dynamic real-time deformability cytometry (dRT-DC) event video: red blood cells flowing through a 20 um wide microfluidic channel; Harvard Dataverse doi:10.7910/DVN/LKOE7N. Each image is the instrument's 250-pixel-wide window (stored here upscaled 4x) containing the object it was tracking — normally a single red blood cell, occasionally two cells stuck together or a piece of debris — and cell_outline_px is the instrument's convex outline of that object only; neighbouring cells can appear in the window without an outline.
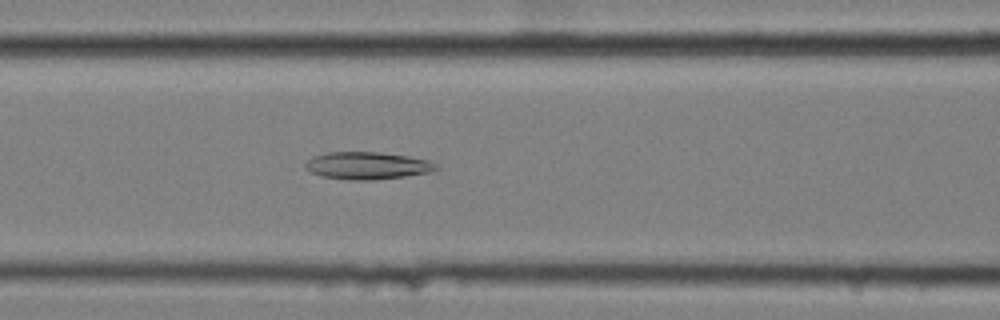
{"species": "common noctule bat (a hibernating species)", "species_latin": "Nyctalus noctula", "temperature_condition": "cold", "stored_images_in_passage": 48, "camera_frame_rate_fps": 3000, "um_per_image_px": 0.085, "animal": {"sex": "female", "body_mass_g": 25.1}, "frame": {"image": 1, "passage_image": 14, "time_ms": 4.333, "image_size_px": [1000, 320], "cell_outline_px": [[440, 168], [432, 172], [404, 176], [372, 180], [348, 180], [320, 176], [304, 168], [304, 164], [312, 156], [328, 152], [380, 152], [408, 156], [428, 160], [436, 164]], "centroid_in_image_um": [31.21, 14.08], "position_along_channel_um": 135.4, "area_um2": 20.98}}
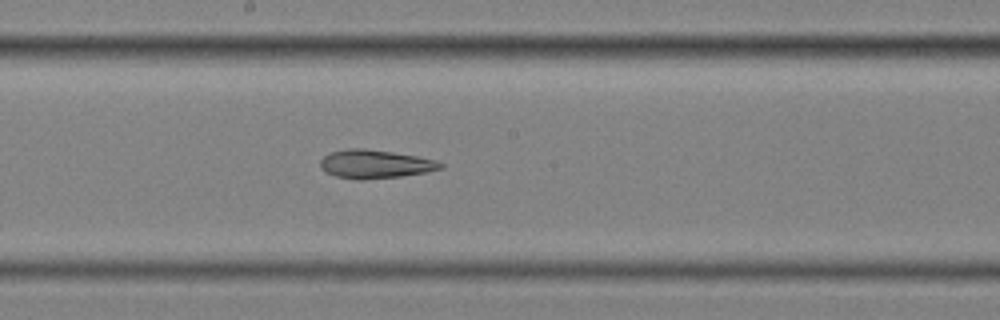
{"frame": {"image": 2, "passage_image": 21, "time_ms": 6.667, "image_size_px": [1000, 320], "cell_outline_px": [[444, 168], [424, 172], [400, 176], [364, 180], [356, 180], [336, 176], [324, 172], [320, 168], [320, 160], [324, 156], [332, 152], [348, 148], [364, 148], [392, 152], [416, 156], [436, 160], [444, 164]], "centroid_in_image_um": [31.85, 13.95], "position_along_channel_um": 216.3, "area_um2": 20.0}}
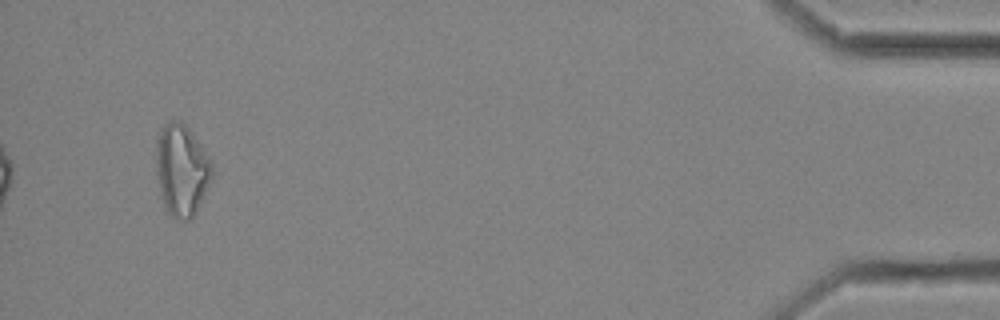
{"frame": {"image": 3, "passage_image": 45, "time_ms": 14.667, "image_size_px": [1000, 320], "cell_outline_px": [[212, 180], [196, 212], [188, 220], [176, 220], [168, 212], [160, 196], [156, 172], [156, 144], [160, 132], [164, 124], [168, 120], [180, 120], [188, 128], [212, 160]], "centroid_in_image_um": [15.44, 14.46], "position_along_channel_um": 419.8, "area_um2": 30.06}}